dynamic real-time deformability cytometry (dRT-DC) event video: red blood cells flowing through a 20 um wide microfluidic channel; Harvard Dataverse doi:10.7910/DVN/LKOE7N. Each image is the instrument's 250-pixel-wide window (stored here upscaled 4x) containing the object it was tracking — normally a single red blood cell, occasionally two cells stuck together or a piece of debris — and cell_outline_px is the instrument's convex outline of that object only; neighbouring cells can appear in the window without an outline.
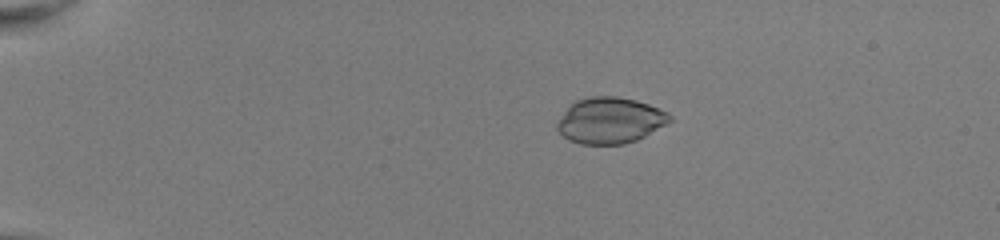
{"species": "common noctule bat (a hibernating species)", "species_latin": "Nyctalus noctula", "temperature_condition": "room temperature", "stored_images_in_passage": 41, "camera_frame_rate_fps": 3000, "um_per_image_px": 0.085, "animal": {"sex": "female", "body_mass_g": 22.0, "forearm_length_mm": 56.7}, "frame": {"image": 1, "passage_image": 1, "time_ms": 0.0, "image_size_px": [1000, 240], "cell_outline_px": [[672, 120], [644, 136], [636, 140], [624, 144], [580, 144], [564, 136], [556, 128], [556, 124], [564, 112], [576, 100], [592, 96], [616, 96], [636, 100], [648, 104], [668, 112], [672, 116]], "centroid_in_image_um": [51.86, 10.23], "position_along_channel_um": 33.1, "area_um2": 29.88}}
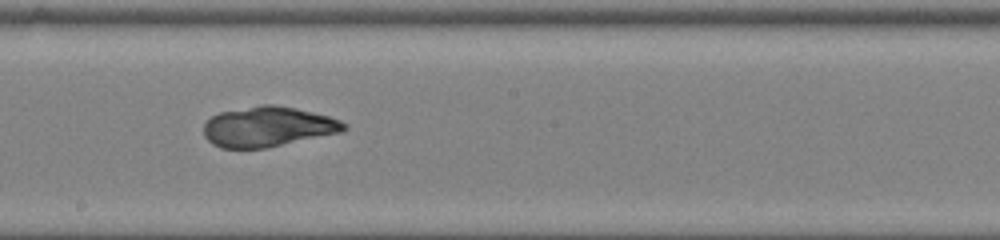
{"frame": {"image": 2, "passage_image": 21, "time_ms": 6.667, "image_size_px": [1000, 240], "cell_outline_px": [[348, 128], [340, 132], [268, 148], [220, 148], [212, 144], [204, 136], [204, 124], [212, 116], [220, 112], [260, 104], [276, 104], [296, 108], [328, 116], [340, 120], [348, 124]], "centroid_in_image_um": [22.77, 10.77], "position_along_channel_um": 225.4, "area_um2": 32.95}}
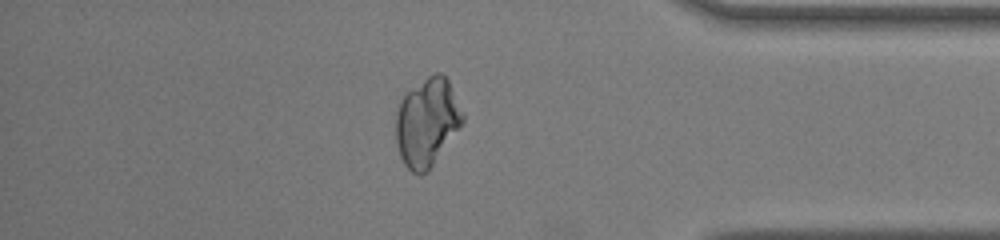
{"frame": {"image": 3, "passage_image": 35, "time_ms": 11.333, "image_size_px": [1000, 240], "cell_outline_px": [[464, 120], [428, 172], [420, 176], [412, 172], [404, 164], [400, 156], [396, 140], [396, 116], [400, 104], [404, 96], [412, 88], [428, 76], [436, 72], [440, 72], [448, 80], [464, 116]], "centroid_in_image_um": [36.29, 10.42], "position_along_channel_um": 398.9, "area_um2": 33.76}}